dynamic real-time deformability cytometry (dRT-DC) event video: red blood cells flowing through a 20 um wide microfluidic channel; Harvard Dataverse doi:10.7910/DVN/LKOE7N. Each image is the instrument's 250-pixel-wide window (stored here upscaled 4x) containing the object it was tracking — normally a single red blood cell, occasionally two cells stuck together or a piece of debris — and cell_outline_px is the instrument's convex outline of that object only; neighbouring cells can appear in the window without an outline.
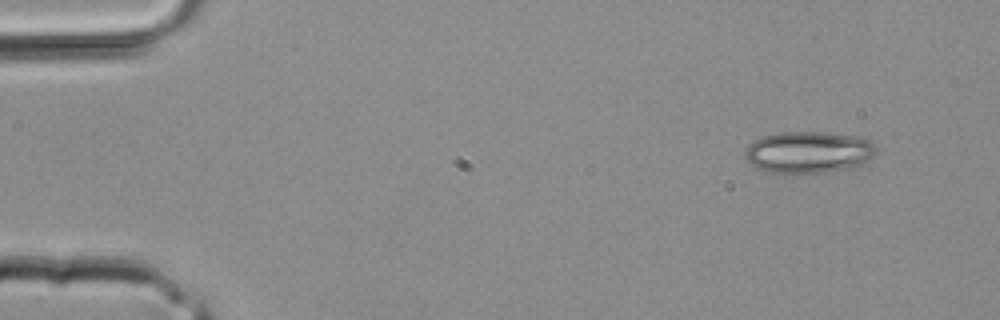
{"species": "common noctule bat (a hibernating species)", "species_latin": "Nyctalus noctula", "temperature_condition": "room temperature", "stored_images_in_passage": 4, "camera_frame_rate_fps": 3000, "um_per_image_px": 0.085, "animal": {"sex": "male", "body_mass_g": 20.4}, "frame": {"image": 1, "passage_image": 1, "time_ms": 0.0, "image_size_px": [1000, 320], "cell_outline_px": [[876, 152], [868, 160], [856, 168], [824, 172], [764, 172], [756, 168], [744, 156], [744, 152], [748, 144], [764, 136], [780, 132], [824, 132], [856, 136], [872, 140], [876, 148]], "centroid_in_image_um": [68.75, 12.93], "position_along_channel_um": 16.3, "area_um2": 31.96}}